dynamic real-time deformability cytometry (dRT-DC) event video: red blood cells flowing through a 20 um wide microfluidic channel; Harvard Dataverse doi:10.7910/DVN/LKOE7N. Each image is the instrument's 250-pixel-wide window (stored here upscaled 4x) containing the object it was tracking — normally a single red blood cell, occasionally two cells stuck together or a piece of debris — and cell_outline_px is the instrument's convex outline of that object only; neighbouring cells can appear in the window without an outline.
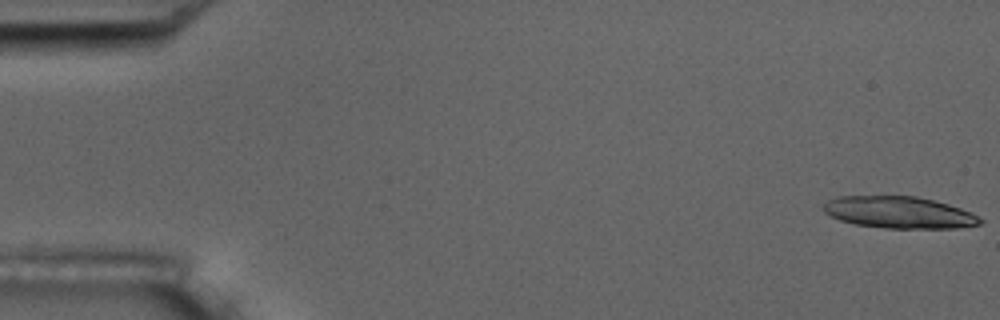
{"species": "common noctule bat (a hibernating species)", "species_latin": "Nyctalus noctula", "temperature_condition": "room temperature", "stored_images_in_passage": 7, "camera_frame_rate_fps": 3000, "um_per_image_px": 0.085, "animal": {"sex": "male", "body_mass_g": 17.5, "forearm_length_mm": 52.3}, "frame": {"image": 1, "passage_image": 1, "time_ms": 0.0, "image_size_px": [1000, 320], "cell_outline_px": [[984, 220], [980, 224], [956, 228], [884, 228], [856, 224], [840, 220], [824, 212], [824, 204], [828, 200], [836, 196], [916, 196], [948, 204], [972, 212]], "centroid_in_image_um": [76.43, 18.05], "position_along_channel_um": 8.6, "area_um2": 28.96}}
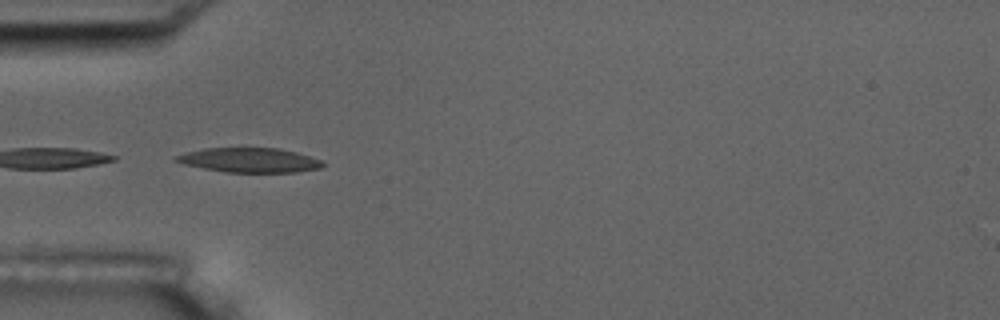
{"frame": {"image": 2, "passage_image": 6, "time_ms": 5.667, "image_size_px": [1000, 320], "cell_outline_px": [[324, 164], [320, 168], [296, 172], [224, 172], [184, 164], [172, 160], [176, 156], [184, 152], [204, 148], [276, 148], [296, 152], [320, 160]], "centroid_in_image_um": [21.15, 13.61], "position_along_channel_um": 63.8, "area_um2": 20.81}}